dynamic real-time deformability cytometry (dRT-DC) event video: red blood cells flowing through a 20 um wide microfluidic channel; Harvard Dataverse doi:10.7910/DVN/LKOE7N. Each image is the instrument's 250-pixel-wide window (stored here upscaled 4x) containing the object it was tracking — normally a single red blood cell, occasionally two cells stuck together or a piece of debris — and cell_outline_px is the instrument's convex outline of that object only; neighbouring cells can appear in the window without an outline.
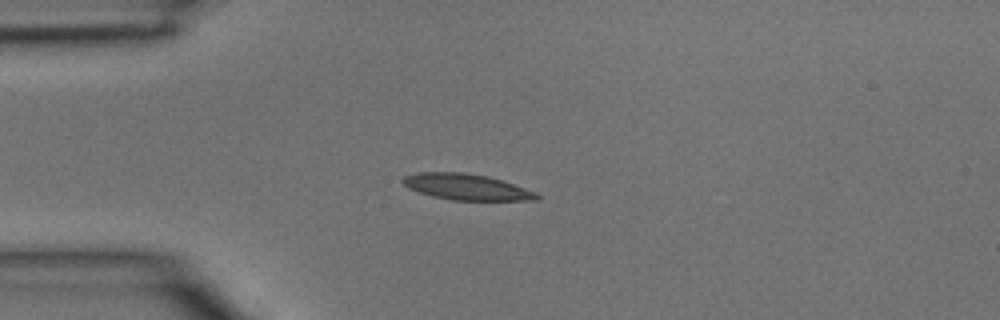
{"species": "common noctule bat (a hibernating species)", "species_latin": "Nyctalus noctula", "temperature_condition": "room temperature", "stored_images_in_passage": 2, "camera_frame_rate_fps": 3000, "um_per_image_px": 0.085, "animal": {"sex": "male", "body_mass_g": 15.6}, "frame": {"image": 1, "passage_image": 2, "time_ms": 0.333, "image_size_px": [1000, 320], "cell_outline_px": [[540, 196], [536, 200], [452, 200], [432, 196], [408, 188], [400, 180], [404, 176], [416, 172], [464, 172], [488, 176], [536, 192]], "centroid_in_image_um": [39.6, 15.88], "position_along_channel_um": 45.4, "area_um2": 20.17}}